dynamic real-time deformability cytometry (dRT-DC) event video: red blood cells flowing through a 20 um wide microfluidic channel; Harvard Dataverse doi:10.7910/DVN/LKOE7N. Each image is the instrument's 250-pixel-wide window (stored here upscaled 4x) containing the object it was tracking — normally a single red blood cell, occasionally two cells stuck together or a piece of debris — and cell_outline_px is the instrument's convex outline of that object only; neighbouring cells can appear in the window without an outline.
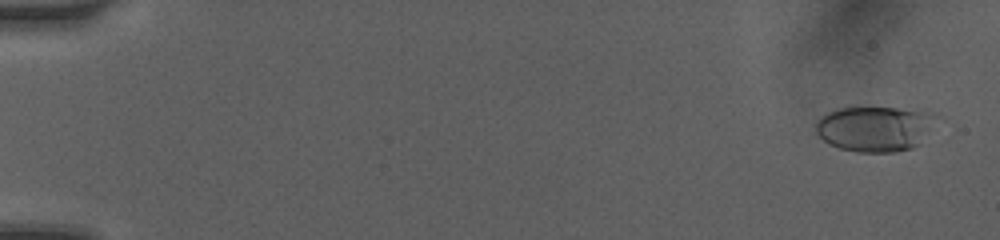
{"species": "human", "species_latin": "Homo sapiens", "temperature_condition": "room temperature", "stored_images_in_passage": 46, "camera_frame_rate_fps": 3000, "um_per_image_px": 0.085, "donor": {"sex": "female"}, "frame": {"image": 1, "passage_image": 3, "time_ms": 0.333, "image_size_px": [1000, 240], "cell_outline_px": [[944, 120], [920, 144], [912, 148], [896, 152], [856, 152], [840, 148], [828, 144], [816, 132], [816, 120], [820, 116], [836, 108], [896, 108], [924, 112], [940, 116]], "centroid_in_image_um": [74.46, 10.94], "position_along_channel_um": 10.5, "area_um2": 32.54}}
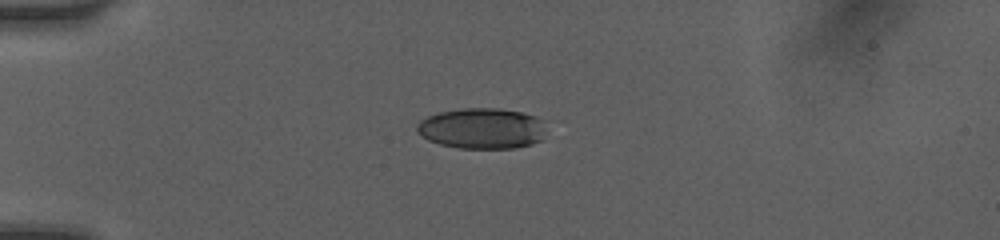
{"frame": {"image": 2, "passage_image": 36, "time_ms": 4.333, "image_size_px": [1000, 240], "cell_outline_px": [[544, 140], [532, 144], [516, 148], [460, 148], [440, 144], [428, 140], [416, 132], [416, 124], [420, 120], [428, 116], [440, 112], [460, 108], [500, 108], [520, 112], [536, 116], [540, 120]], "centroid_in_image_um": [40.93, 10.92], "position_along_channel_um": 44.1, "area_um2": 30.69}}